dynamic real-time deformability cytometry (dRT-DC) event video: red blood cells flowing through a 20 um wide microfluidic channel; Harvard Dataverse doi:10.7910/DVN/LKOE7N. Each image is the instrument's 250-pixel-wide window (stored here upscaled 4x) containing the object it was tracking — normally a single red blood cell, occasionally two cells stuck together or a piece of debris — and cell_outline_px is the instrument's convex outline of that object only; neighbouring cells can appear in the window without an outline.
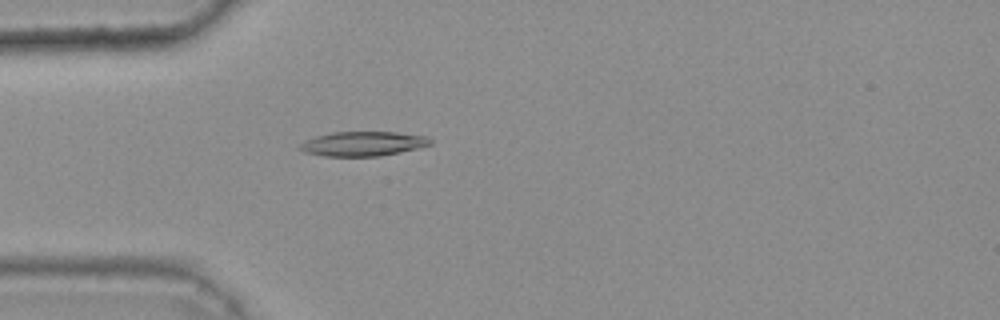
{"species": "common noctule bat (a hibernating species)", "species_latin": "Nyctalus noctula", "temperature_condition": "warm", "stored_images_in_passage": 46, "camera_frame_rate_fps": 3000, "um_per_image_px": 0.085, "animal": {"sex": "female", "body_mass_g": 25.1}, "frame": {"image": 1, "passage_image": 14, "time_ms": 4.333, "image_size_px": [1000, 320], "cell_outline_px": [[432, 144], [420, 148], [380, 156], [324, 156], [304, 152], [300, 148], [300, 144], [304, 140], [316, 136], [332, 132], [396, 132], [428, 136], [432, 140]], "centroid_in_image_um": [30.89, 12.21], "position_along_channel_um": 54.1, "area_um2": 18.73}}
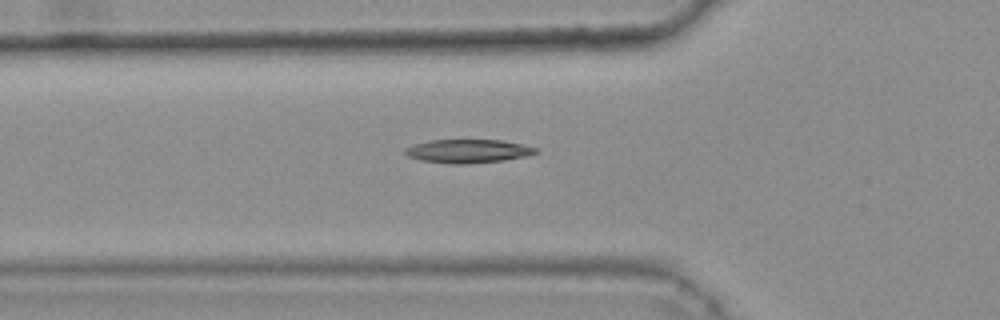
{"frame": {"image": 2, "passage_image": 17, "time_ms": 5.333, "image_size_px": [1000, 320], "cell_outline_px": [[540, 152], [528, 156], [504, 160], [464, 164], [448, 164], [420, 160], [408, 156], [404, 152], [404, 148], [428, 140], [500, 140], [524, 144], [536, 148]], "centroid_in_image_um": [39.8, 12.85], "position_along_channel_um": 86.0, "area_um2": 18.03}}
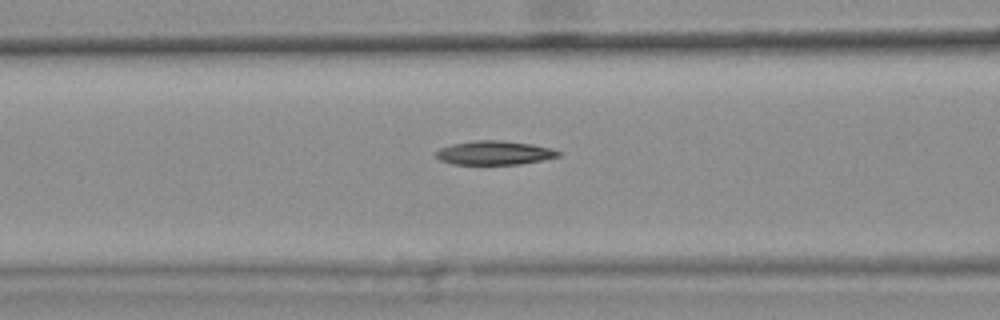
{"frame": {"image": 3, "passage_image": 20, "time_ms": 6.333, "image_size_px": [1000, 320], "cell_outline_px": [[560, 156], [520, 164], [452, 164], [440, 160], [436, 156], [436, 152], [440, 148], [452, 144], [472, 140], [500, 140], [532, 144], [552, 148], [560, 152]], "centroid_in_image_um": [42.01, 12.98], "position_along_channel_um": 124.6, "area_um2": 16.99}}